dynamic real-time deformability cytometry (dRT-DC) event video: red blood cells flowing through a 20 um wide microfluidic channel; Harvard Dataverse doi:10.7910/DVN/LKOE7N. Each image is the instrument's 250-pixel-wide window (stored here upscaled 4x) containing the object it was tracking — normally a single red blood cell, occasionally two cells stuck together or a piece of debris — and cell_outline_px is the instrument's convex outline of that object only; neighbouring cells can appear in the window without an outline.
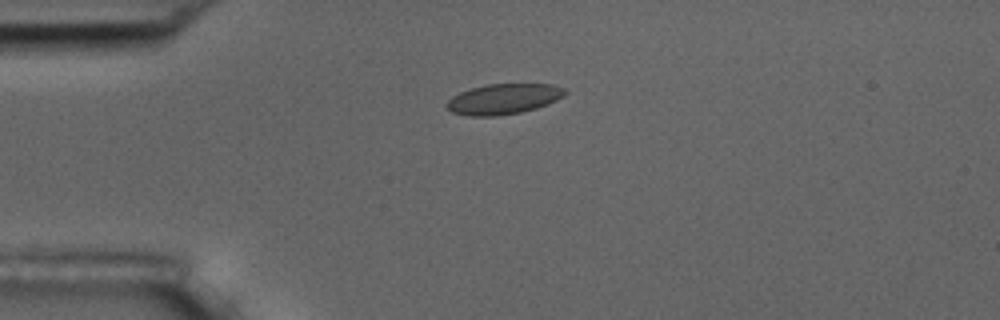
{"species": "common noctule bat (a hibernating species)", "species_latin": "Nyctalus noctula", "temperature_condition": "room temperature", "stored_images_in_passage": 5, "camera_frame_rate_fps": 3000, "um_per_image_px": 0.085, "animal": {"sex": "male", "body_mass_g": 17.5, "forearm_length_mm": 52.3}, "frame": {"image": 1, "passage_image": 4, "time_ms": 3.333, "image_size_px": [1000, 320], "cell_outline_px": [[568, 92], [564, 96], [548, 104], [536, 108], [520, 112], [496, 116], [468, 116], [452, 112], [444, 104], [452, 96], [460, 92], [484, 84], [552, 84], [564, 88]], "centroid_in_image_um": [42.79, 8.41], "position_along_channel_um": 42.2, "area_um2": 21.04}}